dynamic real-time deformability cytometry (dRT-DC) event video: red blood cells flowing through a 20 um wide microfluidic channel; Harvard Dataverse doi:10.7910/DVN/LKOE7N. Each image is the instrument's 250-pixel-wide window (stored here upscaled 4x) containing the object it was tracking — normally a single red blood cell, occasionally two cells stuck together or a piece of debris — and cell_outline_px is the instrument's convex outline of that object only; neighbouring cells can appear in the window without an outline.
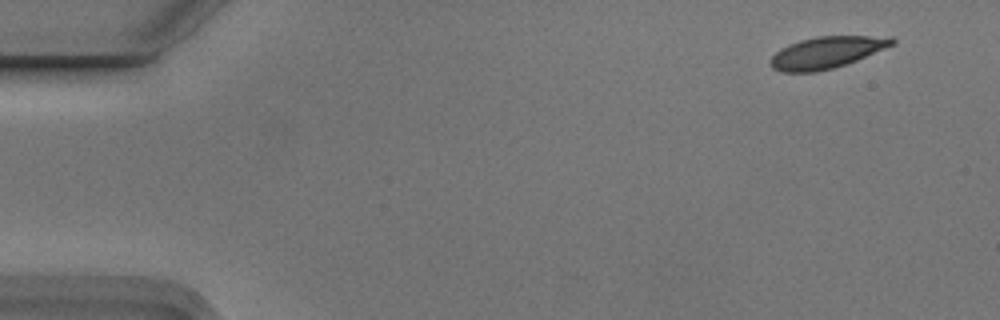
{"species": "Egyptian fruit bat (a non-hibernating species)", "species_latin": "Rousettus aegyptiacus", "temperature_condition": "cold", "stored_images_in_passage": 3, "camera_frame_rate_fps": 3000, "um_per_image_px": 0.085, "animal": {"sex": "male"}, "frame": {"image": 1, "passage_image": 1, "time_ms": 0.0, "image_size_px": [1000, 320], "cell_outline_px": [[896, 44], [856, 60], [832, 68], [816, 72], [784, 72], [772, 68], [772, 56], [780, 48], [788, 44], [800, 40], [816, 36], [892, 36], [896, 40]], "centroid_in_image_um": [70.3, 4.44], "position_along_channel_um": 14.7, "area_um2": 22.37}}